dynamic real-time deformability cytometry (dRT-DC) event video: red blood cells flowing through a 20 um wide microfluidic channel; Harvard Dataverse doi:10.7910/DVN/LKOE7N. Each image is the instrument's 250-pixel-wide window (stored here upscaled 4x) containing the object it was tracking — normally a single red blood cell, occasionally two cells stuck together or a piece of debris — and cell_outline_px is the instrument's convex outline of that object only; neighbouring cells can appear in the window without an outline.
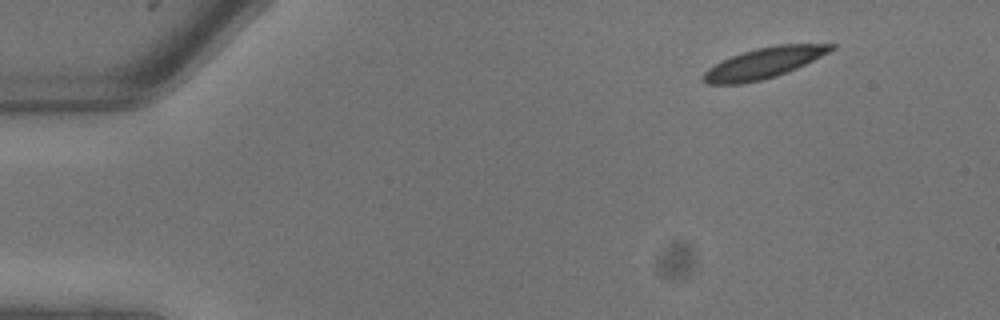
{"species": "common noctule bat (a hibernating species)", "species_latin": "Nyctalus noctula", "temperature_condition": "warm", "stored_images_in_passage": 7, "camera_frame_rate_fps": 3000, "um_per_image_px": 0.085, "animal": {"sex": "male", "body_mass_g": 13.3}, "frame": {"image": 1, "passage_image": 1, "time_ms": 0.0, "image_size_px": [1000, 320], "cell_outline_px": [[836, 48], [788, 72], [776, 76], [760, 80], [740, 84], [708, 84], [700, 80], [700, 76], [708, 68], [732, 56], [756, 48], [776, 44], [836, 44]], "centroid_in_image_um": [64.88, 5.36], "position_along_channel_um": 20.1, "area_um2": 22.6}}
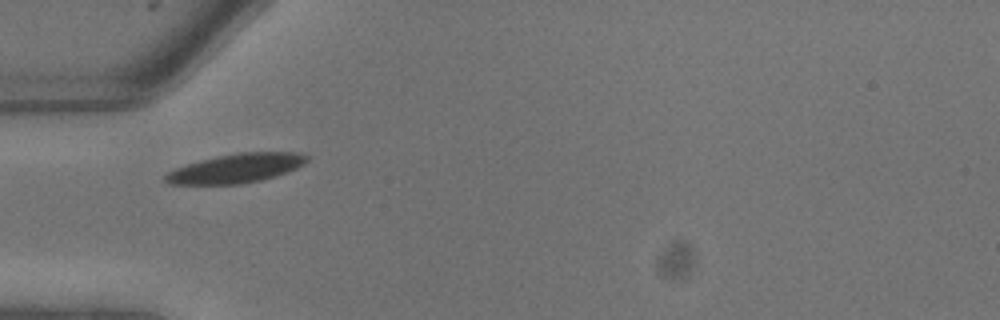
{"frame": {"image": 2, "passage_image": 6, "time_ms": 1.667, "image_size_px": [1000, 320], "cell_outline_px": [[308, 160], [304, 164], [296, 168], [260, 180], [240, 184], [168, 184], [164, 180], [164, 176], [168, 172], [184, 164], [216, 156], [240, 152], [300, 152], [308, 156]], "centroid_in_image_um": [20.04, 14.29], "position_along_channel_um": 65.0, "area_um2": 23.87}}